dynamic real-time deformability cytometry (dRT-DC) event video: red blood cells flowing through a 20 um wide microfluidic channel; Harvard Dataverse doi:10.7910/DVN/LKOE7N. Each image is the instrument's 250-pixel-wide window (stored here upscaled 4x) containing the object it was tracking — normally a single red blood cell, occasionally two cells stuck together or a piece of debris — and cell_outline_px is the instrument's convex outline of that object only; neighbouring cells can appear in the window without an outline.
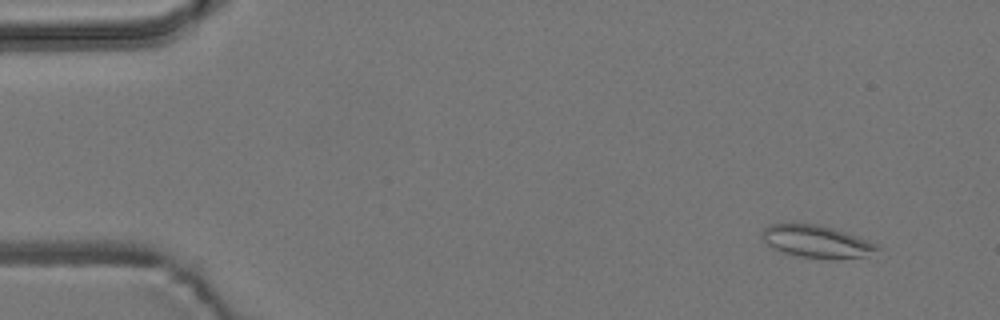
{"species": "common noctule bat (a hibernating species)", "species_latin": "Nyctalus noctula", "temperature_condition": "room temperature", "stored_images_in_passage": 5, "camera_frame_rate_fps": 3000, "um_per_image_px": 0.085, "animal": {"sex": "male", "body_mass_g": 19.2, "forearm_length_mm": 51.8}, "frame": {"image": 1, "passage_image": 1, "time_ms": 0.0, "image_size_px": [1000, 320], "cell_outline_px": [[880, 248], [864, 256], [836, 260], [800, 256], [784, 252], [768, 244], [760, 236], [760, 232], [768, 224], [816, 224], [832, 228], [856, 236], [876, 244]], "centroid_in_image_um": [69.38, 20.53], "position_along_channel_um": 15.6, "area_um2": 21.33}}